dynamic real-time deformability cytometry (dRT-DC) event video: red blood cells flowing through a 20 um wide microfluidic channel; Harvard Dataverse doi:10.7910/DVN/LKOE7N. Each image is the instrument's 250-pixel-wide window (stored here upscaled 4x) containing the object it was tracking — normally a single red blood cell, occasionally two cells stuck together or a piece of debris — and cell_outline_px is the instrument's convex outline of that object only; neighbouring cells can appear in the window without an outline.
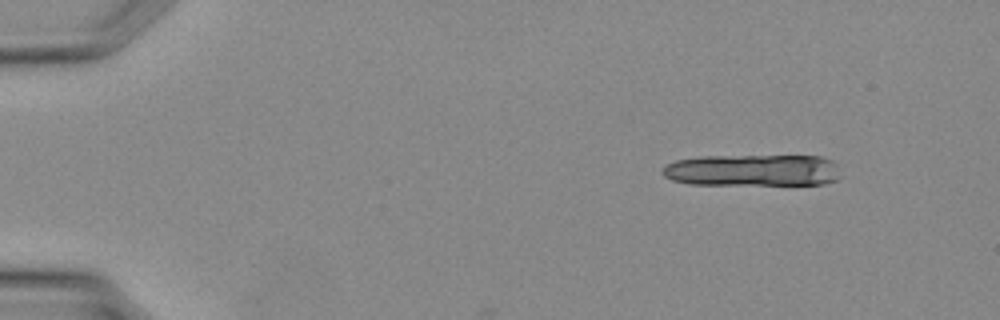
{"species": "Egyptian fruit bat (a non-hibernating species)", "species_latin": "Rousettus aegyptiacus", "temperature_condition": "warm", "stored_images_in_passage": 3, "camera_frame_rate_fps": 3000, "um_per_image_px": 0.085, "animal": {"sex": "female"}, "frame": {"image": 1, "passage_image": 1, "time_ms": 0.0, "image_size_px": [1000, 320], "cell_outline_px": [[840, 176], [836, 180], [824, 184], [688, 184], [672, 180], [664, 176], [660, 172], [664, 164], [676, 160], [700, 156], [820, 156], [832, 160], [836, 164]], "centroid_in_image_um": [63.94, 14.47], "position_along_channel_um": 21.1, "area_um2": 33.23}}